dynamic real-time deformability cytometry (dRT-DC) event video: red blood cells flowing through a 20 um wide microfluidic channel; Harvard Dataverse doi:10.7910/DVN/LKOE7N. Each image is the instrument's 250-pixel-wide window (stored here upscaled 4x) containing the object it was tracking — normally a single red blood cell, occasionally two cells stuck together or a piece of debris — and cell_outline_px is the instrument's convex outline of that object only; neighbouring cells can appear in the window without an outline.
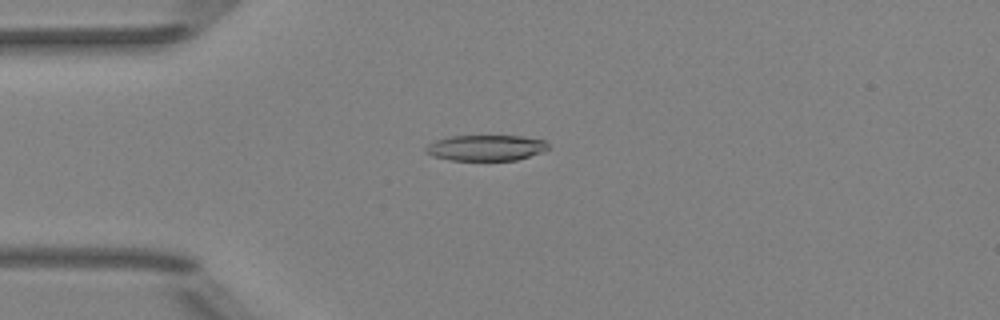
{"species": "Egyptian fruit bat (a non-hibernating species)", "species_latin": "Rousettus aegyptiacus", "temperature_condition": "room temperature", "stored_images_in_passage": 52, "camera_frame_rate_fps": 3000, "um_per_image_px": 0.085, "animal": {"sex": "female"}, "frame": {"image": 1, "passage_image": 14, "time_ms": 4.333, "image_size_px": [1000, 320], "cell_outline_px": [[548, 148], [540, 152], [516, 160], [452, 160], [432, 156], [424, 152], [424, 148], [428, 144], [436, 140], [448, 136], [524, 136], [544, 140], [548, 144]], "centroid_in_image_um": [41.25, 12.56], "position_along_channel_um": 43.7, "area_um2": 18.32}}
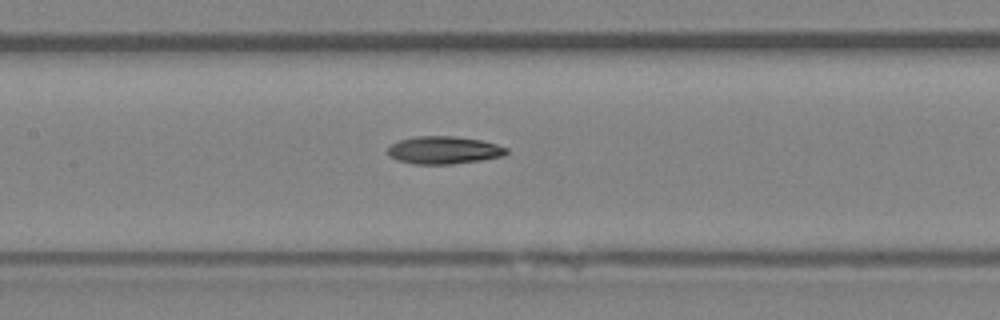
{"frame": {"image": 2, "passage_image": 25, "time_ms": 8.0, "image_size_px": [1000, 320], "cell_outline_px": [[508, 152], [504, 156], [480, 160], [452, 164], [412, 164], [396, 160], [388, 156], [388, 148], [392, 144], [400, 140], [412, 136], [452, 136], [480, 140], [496, 144], [508, 148]], "centroid_in_image_um": [37.7, 12.76], "position_along_channel_um": 169.7, "area_um2": 19.19}}
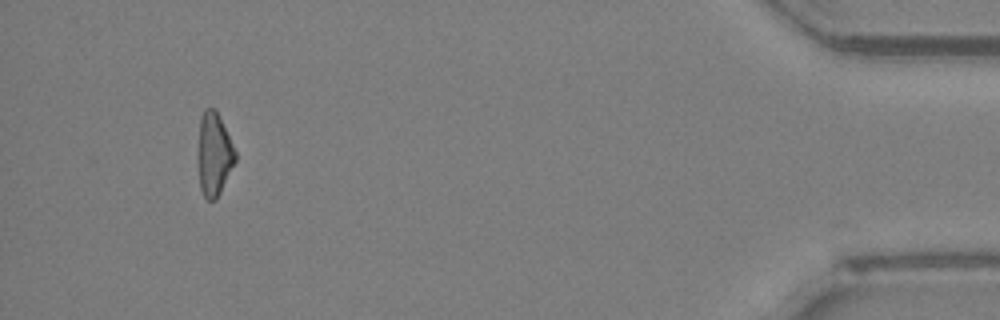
{"frame": {"image": 3, "passage_image": 49, "time_ms": 16.0, "image_size_px": [1000, 320], "cell_outline_px": [[236, 160], [216, 200], [208, 200], [204, 196], [200, 188], [196, 152], [200, 116], [204, 108], [216, 108], [236, 152]], "centroid_in_image_um": [18.15, 13.07], "position_along_channel_um": 417.0, "area_um2": 18.5}, "authors_computed_cell_mechanics": {"area_um2": 19.0162, "velocity_mm_per_s": 4.0072, "shape_relaxation_time_tau1_ms": 6.2279, "shape_relaxation_time_tau2_ms": 7.3959, "deformation_change_tau1": 0.1784, "deformation_change_tau2": 0.1734}}